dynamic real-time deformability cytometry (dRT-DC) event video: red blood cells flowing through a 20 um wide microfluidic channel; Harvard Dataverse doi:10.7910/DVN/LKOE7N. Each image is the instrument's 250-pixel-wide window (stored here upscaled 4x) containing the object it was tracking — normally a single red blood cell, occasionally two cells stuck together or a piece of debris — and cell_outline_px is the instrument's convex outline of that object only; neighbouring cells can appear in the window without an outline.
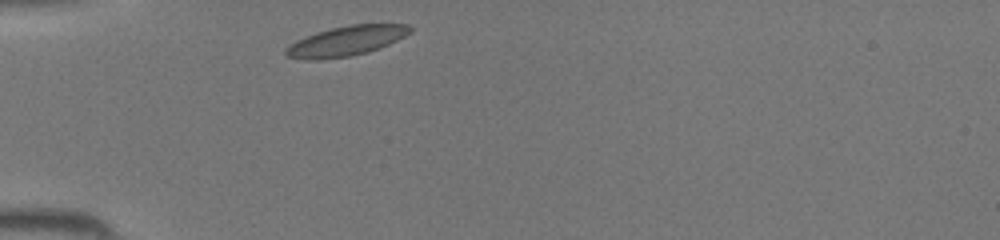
{"species": "common noctule bat (a hibernating species)", "species_latin": "Nyctalus noctula", "temperature_condition": "room temperature", "stored_images_in_passage": 26, "camera_frame_rate_fps": 3000, "um_per_image_px": 0.085, "animal": {"sex": "female", "body_mass_g": 19.5, "forearm_length_mm": 54.1}, "frame": {"image": 1, "passage_image": 1, "time_ms": 0.0, "image_size_px": [1000, 240], "cell_outline_px": [[412, 32], [380, 48], [368, 52], [352, 56], [316, 60], [308, 60], [288, 56], [284, 52], [284, 48], [288, 44], [296, 40], [316, 32], [348, 24], [408, 24], [412, 28]], "centroid_in_image_um": [29.41, 3.48], "position_along_channel_um": 55.6, "area_um2": 21.73}}
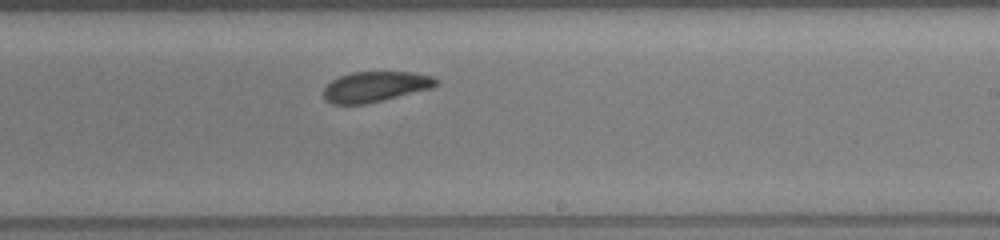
{"frame": {"image": 2, "passage_image": 15, "time_ms": 4.667, "image_size_px": [1000, 240], "cell_outline_px": [[440, 84], [432, 88], [368, 104], [332, 104], [324, 100], [324, 88], [332, 80], [340, 76], [352, 72], [412, 72], [432, 76], [440, 80]], "centroid_in_image_um": [31.93, 7.37], "position_along_channel_um": 257.1, "area_um2": 20.11}}
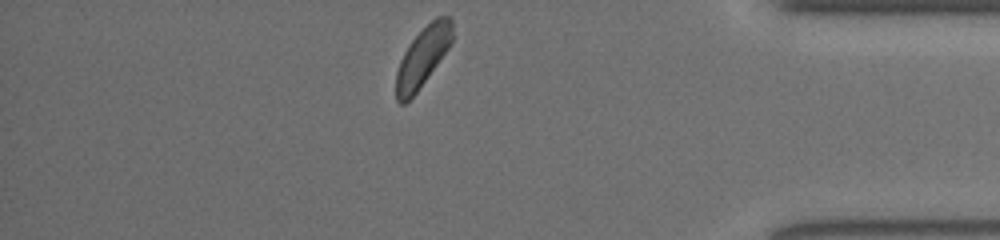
{"frame": {"image": 3, "passage_image": 26, "time_ms": 8.333, "image_size_px": [1000, 240], "cell_outline_px": [[452, 40], [448, 48], [416, 92], [404, 104], [400, 104], [396, 100], [396, 72], [400, 60], [404, 52], [412, 40], [436, 16], [448, 16], [452, 20]], "centroid_in_image_um": [35.91, 4.84], "position_along_channel_um": 399.3, "area_um2": 18.96}}